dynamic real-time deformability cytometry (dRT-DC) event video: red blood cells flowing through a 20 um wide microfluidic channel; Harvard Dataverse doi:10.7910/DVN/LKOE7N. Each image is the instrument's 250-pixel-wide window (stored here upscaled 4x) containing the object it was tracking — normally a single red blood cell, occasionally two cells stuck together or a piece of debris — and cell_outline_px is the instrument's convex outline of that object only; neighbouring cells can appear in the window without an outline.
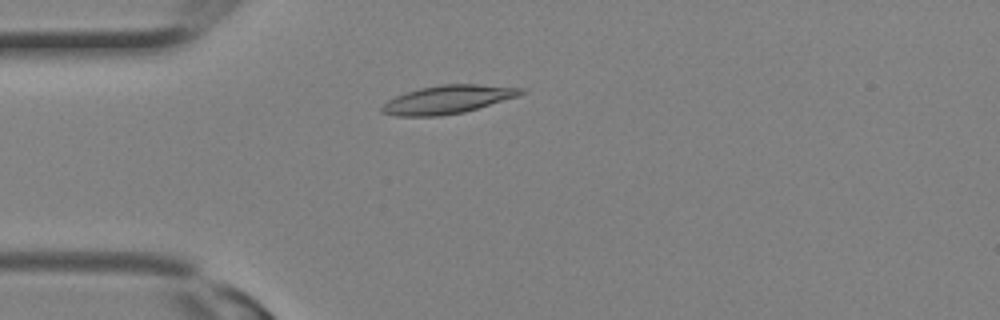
{"species": "Egyptian fruit bat (a non-hibernating species)", "species_latin": "Rousettus aegyptiacus", "temperature_condition": "room temperature", "stored_images_in_passage": 17, "camera_frame_rate_fps": 3000, "um_per_image_px": 0.085, "animal": {"sex": "female"}, "frame": {"image": 1, "passage_image": 7, "time_ms": 2.0, "image_size_px": [1000, 320], "cell_outline_px": [[528, 88], [524, 92], [516, 96], [464, 112], [440, 116], [396, 116], [380, 112], [380, 108], [388, 100], [396, 96], [420, 88], [440, 84], [476, 84]], "centroid_in_image_um": [38.04, 8.45], "position_along_channel_um": 47.0, "area_um2": 22.72}}
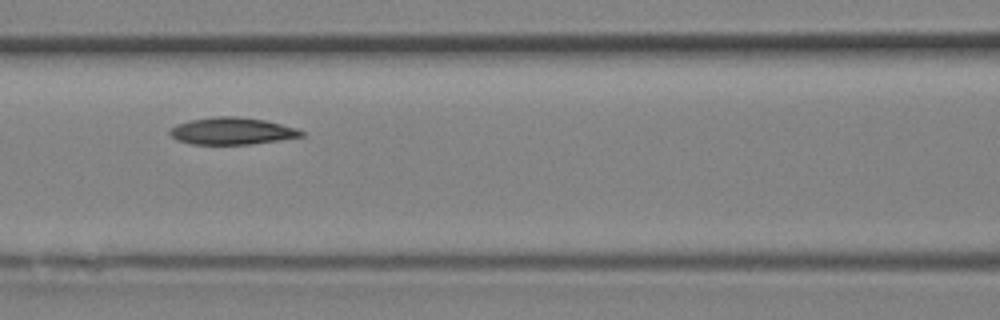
{"frame": {"image": 2, "passage_image": 12, "time_ms": 3.667, "image_size_px": [1000, 320], "cell_outline_px": [[304, 136], [248, 144], [192, 144], [176, 140], [168, 132], [176, 124], [188, 120], [216, 116], [236, 116], [264, 120], [296, 128], [304, 132]], "centroid_in_image_um": [19.67, 11.13], "position_along_channel_um": 146.9, "area_um2": 20.52}}
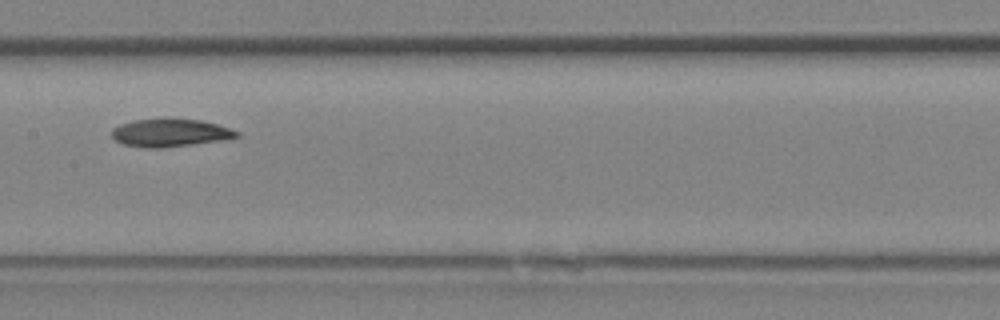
{"frame": {"image": 3, "passage_image": 14, "time_ms": 4.333, "image_size_px": [1000, 320], "cell_outline_px": [[240, 136], [192, 144], [160, 148], [144, 148], [124, 144], [116, 140], [112, 136], [112, 128], [120, 124], [132, 120], [200, 120], [216, 124], [240, 132]], "centroid_in_image_um": [14.41, 11.3], "position_along_channel_um": 193.0, "area_um2": 19.59}}